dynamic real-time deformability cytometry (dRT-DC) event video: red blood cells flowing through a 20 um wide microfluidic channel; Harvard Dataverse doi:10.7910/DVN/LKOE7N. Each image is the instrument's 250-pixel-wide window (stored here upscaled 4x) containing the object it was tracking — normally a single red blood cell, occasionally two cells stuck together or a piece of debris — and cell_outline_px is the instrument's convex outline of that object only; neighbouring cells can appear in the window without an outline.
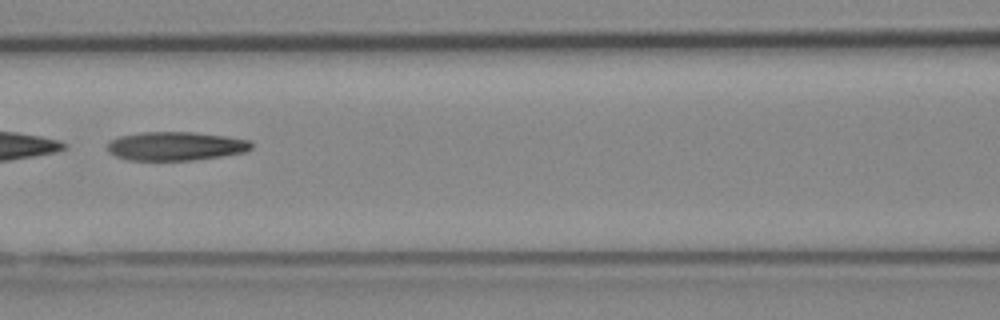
{"species": "Egyptian fruit bat (a non-hibernating species)", "species_latin": "Rousettus aegyptiacus", "temperature_condition": "cold", "stored_images_in_passage": 41, "camera_frame_rate_fps": 3000, "um_per_image_px": 0.085, "animal": {"sex": "female"}, "frame": {"image": 1, "passage_image": 14, "time_ms": 4.333, "image_size_px": [1000, 320], "cell_outline_px": [[252, 148], [248, 152], [192, 160], [128, 160], [116, 156], [108, 152], [108, 140], [120, 136], [140, 132], [192, 132], [224, 136], [252, 140]], "centroid_in_image_um": [14.94, 12.42], "position_along_channel_um": 151.7, "area_um2": 24.22}}
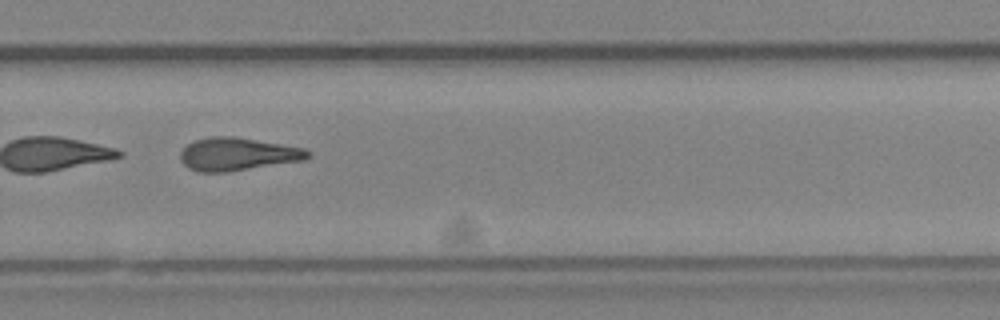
{"frame": {"image": 2, "passage_image": 26, "time_ms": 8.333, "image_size_px": [1000, 320], "cell_outline_px": [[312, 156], [304, 160], [228, 172], [196, 172], [188, 168], [180, 160], [180, 152], [188, 144], [196, 140], [212, 136], [232, 136], [304, 148]], "centroid_in_image_um": [20.16, 13.11], "position_along_channel_um": 309.6, "area_um2": 24.33}, "authors_computed_cell_mechanics": {"area_um2": 25.2586, "velocity_mm_per_s": 3.9726, "shape_relaxation_time_tau1_ms": null, "shape_relaxation_time_tau2_ms": 8.7544, "deformation_change_tau1": null, "deformation_change_tau2": 0.2421}}